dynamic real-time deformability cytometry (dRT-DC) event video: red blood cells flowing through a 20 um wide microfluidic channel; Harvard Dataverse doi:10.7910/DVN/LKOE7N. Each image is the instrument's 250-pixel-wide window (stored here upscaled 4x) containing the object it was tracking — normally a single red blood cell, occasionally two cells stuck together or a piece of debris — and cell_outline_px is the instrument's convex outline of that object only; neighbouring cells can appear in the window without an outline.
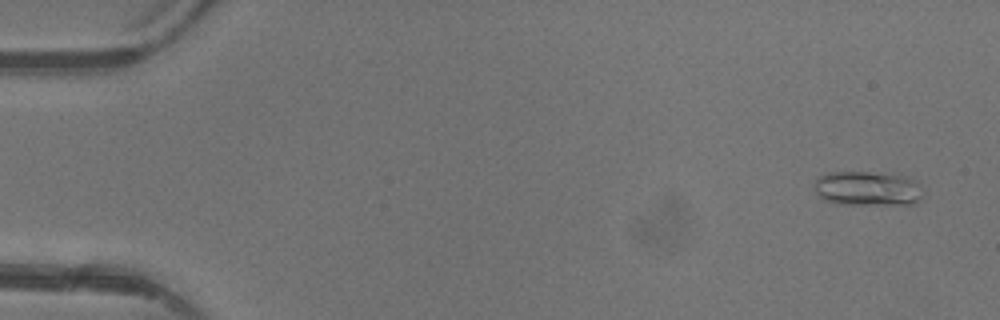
{"species": "common noctule bat (a hibernating species)", "species_latin": "Nyctalus noctula", "temperature_condition": "warm", "stored_images_in_passage": 4, "camera_frame_rate_fps": 3000, "um_per_image_px": 0.085, "animal": {"sex": "female"}, "frame": {"image": 1, "passage_image": 1, "time_ms": 0.0, "image_size_px": [1000, 320], "cell_outline_px": [[920, 200], [916, 204], [836, 204], [824, 200], [816, 192], [816, 180], [820, 176], [828, 172], [868, 172], [908, 176], [916, 180], [920, 184]], "centroid_in_image_um": [73.76, 16.02], "position_along_channel_um": 11.2, "area_um2": 21.85}}